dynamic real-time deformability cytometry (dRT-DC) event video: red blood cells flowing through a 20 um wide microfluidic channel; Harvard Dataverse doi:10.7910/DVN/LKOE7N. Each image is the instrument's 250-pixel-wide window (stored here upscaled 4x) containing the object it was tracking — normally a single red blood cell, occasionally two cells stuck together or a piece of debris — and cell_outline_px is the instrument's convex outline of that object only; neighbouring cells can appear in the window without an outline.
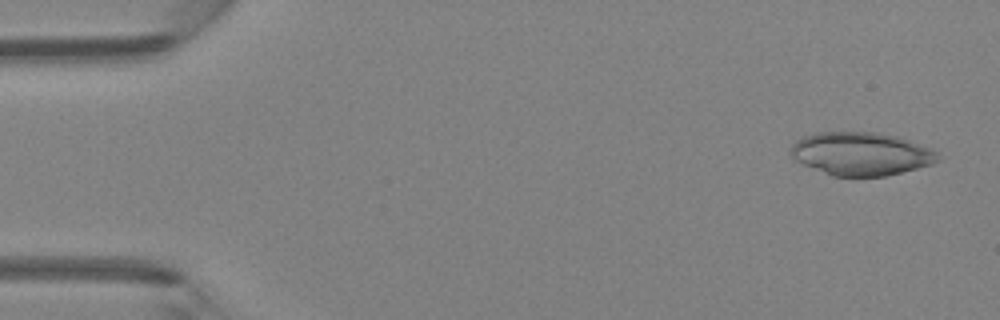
{"species": "Egyptian fruit bat (a non-hibernating species)", "species_latin": "Rousettus aegyptiacus", "temperature_condition": "room temperature", "stored_images_in_passage": 45, "camera_frame_rate_fps": 3000, "um_per_image_px": 0.085, "animal": {"sex": "female"}, "frame": {"image": 1, "passage_image": 1, "time_ms": 0.0, "image_size_px": [1000, 320], "cell_outline_px": [[940, 160], [932, 164], [884, 176], [832, 176], [804, 164], [796, 160], [788, 152], [792, 144], [796, 140], [804, 136], [816, 132], [872, 132], [896, 136], [932, 148], [936, 152]], "centroid_in_image_um": [73.17, 13.06], "position_along_channel_um": 11.8, "area_um2": 36.82}}
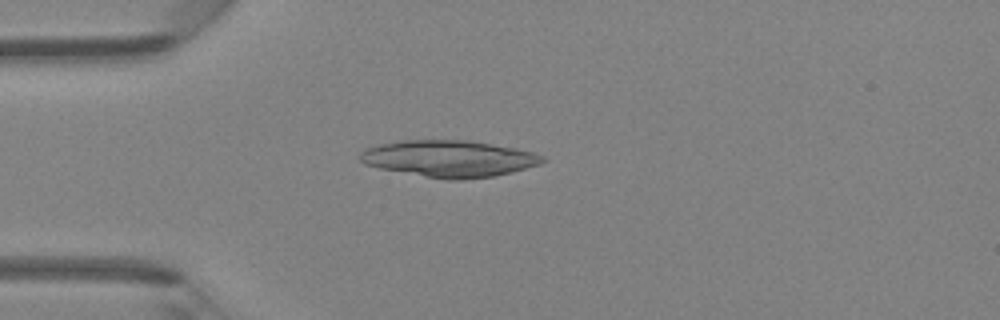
{"frame": {"image": 2, "passage_image": 11, "time_ms": 3.333, "image_size_px": [1000, 320], "cell_outline_px": [[548, 160], [540, 164], [492, 176], [460, 180], [448, 180], [424, 176], [380, 168], [364, 164], [360, 160], [360, 152], [364, 148], [380, 144], [400, 140], [472, 140], [532, 152], [544, 156]], "centroid_in_image_um": [38.14, 13.47], "position_along_channel_um": 46.9, "area_um2": 38.73}}